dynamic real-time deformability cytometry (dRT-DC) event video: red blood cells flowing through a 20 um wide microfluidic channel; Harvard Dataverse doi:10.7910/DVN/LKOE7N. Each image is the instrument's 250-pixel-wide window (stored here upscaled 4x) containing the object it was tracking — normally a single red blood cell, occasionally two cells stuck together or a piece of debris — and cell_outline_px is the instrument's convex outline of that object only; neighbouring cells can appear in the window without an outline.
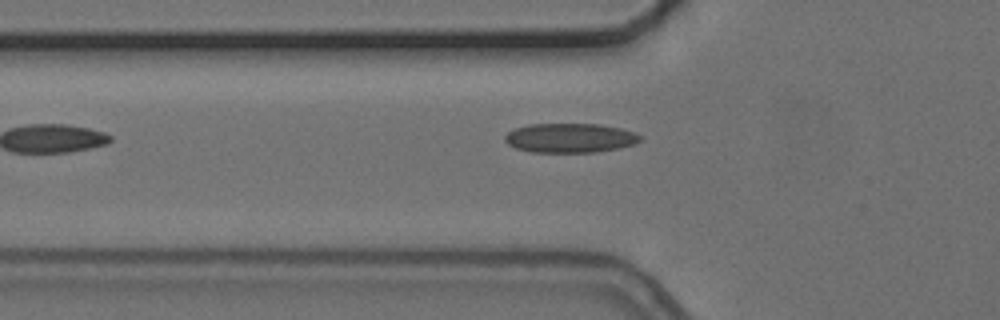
{"species": "common noctule bat (a hibernating species)", "species_latin": "Nyctalus noctula", "temperature_condition": "cold", "stored_images_in_passage": 2, "camera_frame_rate_fps": 3000, "um_per_image_px": 0.085, "animal": {"sex": "female", "body_mass_g": 24.6, "forearm_length_mm": 56.2}, "frame": {"image": 1, "passage_image": 2, "time_ms": 1.333, "image_size_px": [1000, 320], "cell_outline_px": [[644, 136], [636, 144], [620, 148], [596, 152], [532, 152], [516, 148], [508, 144], [504, 140], [504, 136], [508, 132], [516, 128], [528, 124], [600, 124], [620, 128], [636, 132]], "centroid_in_image_um": [48.5, 11.72], "position_along_channel_um": 77.3, "area_um2": 23.35}}